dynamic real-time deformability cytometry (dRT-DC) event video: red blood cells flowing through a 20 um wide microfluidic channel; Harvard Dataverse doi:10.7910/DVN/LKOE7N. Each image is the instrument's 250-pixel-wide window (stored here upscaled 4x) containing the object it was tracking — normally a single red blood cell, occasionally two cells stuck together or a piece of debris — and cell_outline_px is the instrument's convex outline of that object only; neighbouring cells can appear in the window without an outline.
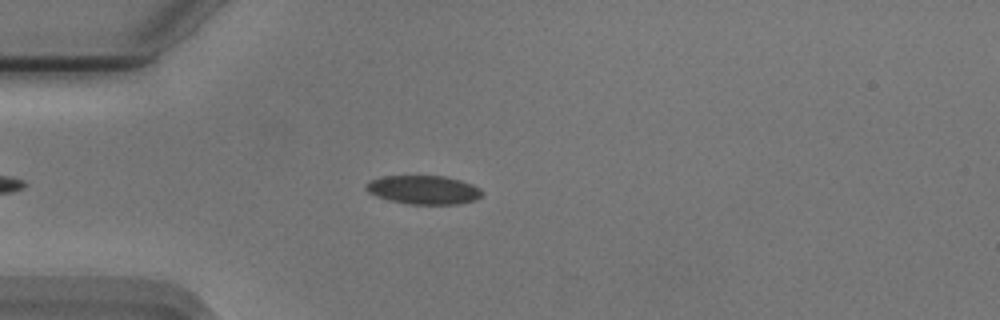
{"species": "Egyptian fruit bat (a non-hibernating species)", "species_latin": "Rousettus aegyptiacus", "temperature_condition": "cold", "stored_images_in_passage": 48, "camera_frame_rate_fps": 3000, "um_per_image_px": 0.085, "animal": {"sex": "male"}, "frame": {"image": 1, "passage_image": 8, "time_ms": 2.333, "image_size_px": [1000, 320], "cell_outline_px": [[484, 192], [476, 200], [460, 204], [408, 204], [388, 200], [368, 192], [364, 188], [364, 184], [368, 180], [384, 176], [444, 176], [460, 180], [472, 184], [480, 188]], "centroid_in_image_um": [35.99, 16.13], "position_along_channel_um": 49.0, "area_um2": 19.59}}
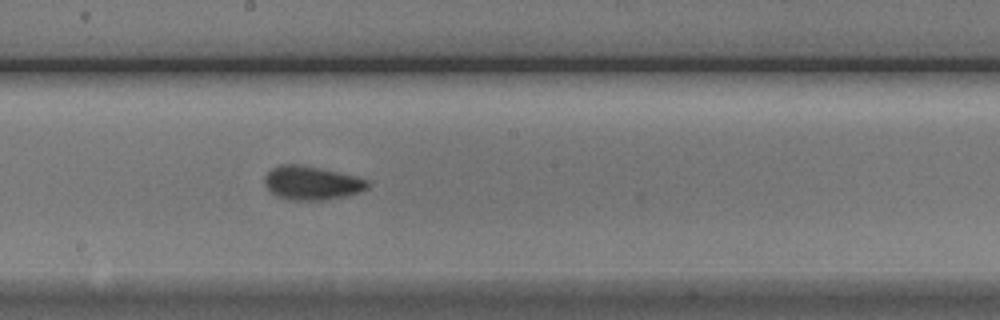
{"frame": {"image": 2, "passage_image": 23, "time_ms": 7.333, "image_size_px": [1000, 320], "cell_outline_px": [[368, 188], [344, 196], [324, 200], [288, 200], [276, 196], [264, 184], [264, 176], [272, 168], [280, 164], [296, 164], [320, 168], [368, 180]], "centroid_in_image_um": [26.42, 15.55], "position_along_channel_um": 221.8, "area_um2": 19.94}}
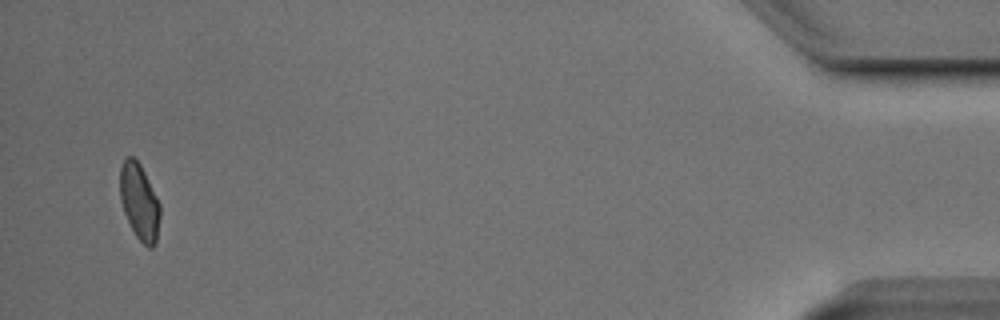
{"frame": {"image": 3, "passage_image": 46, "time_ms": 15.0, "image_size_px": [1000, 320], "cell_outline_px": [[160, 216], [156, 244], [152, 248], [148, 248], [136, 236], [124, 212], [120, 200], [120, 168], [124, 160], [128, 156], [132, 156], [140, 164], [160, 204]], "centroid_in_image_um": [11.85, 17.17], "position_along_channel_um": 423.3, "area_um2": 17.63}, "authors_computed_cell_mechanics": {"area_um2": 19.3919, "velocity_mm_per_s": 3.7313, "shape_relaxation_time_tau1_ms": 3.608, "shape_relaxation_time_tau2_ms": 2.4123, "deformation_change_tau1": 0.0982, "deformation_change_tau2": 0.0629}}